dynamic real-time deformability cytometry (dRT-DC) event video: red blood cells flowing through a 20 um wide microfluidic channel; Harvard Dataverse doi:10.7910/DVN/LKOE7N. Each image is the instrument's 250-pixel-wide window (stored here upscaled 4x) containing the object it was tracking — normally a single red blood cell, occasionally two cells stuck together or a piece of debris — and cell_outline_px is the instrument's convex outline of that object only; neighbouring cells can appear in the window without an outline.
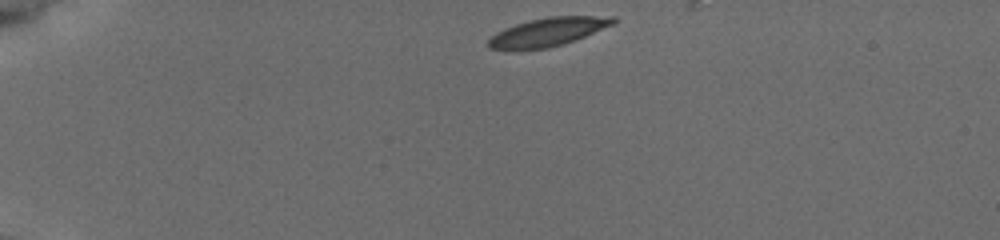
{"species": "common noctule bat (a hibernating species)", "species_latin": "Nyctalus noctula", "temperature_condition": "cold", "stored_images_in_passage": 48, "camera_frame_rate_fps": 3000, "um_per_image_px": 0.085, "animal": {"sex": "female", "body_mass_g": 19.5, "forearm_length_mm": 54.1}, "frame": {"image": 1, "passage_image": 1, "time_ms": 0.0, "image_size_px": [1000, 240], "cell_outline_px": [[616, 20], [612, 24], [584, 36], [560, 44], [544, 48], [488, 48], [488, 40], [496, 32], [504, 28], [516, 24], [548, 16], [616, 16]], "centroid_in_image_um": [46.58, 2.68], "position_along_channel_um": 38.4, "area_um2": 19.83}}
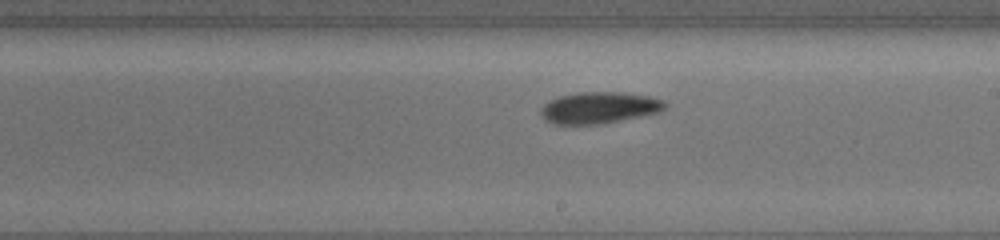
{"frame": {"image": 2, "passage_image": 28, "time_ms": 7.0, "image_size_px": [1000, 240], "cell_outline_px": [[668, 104], [660, 112], [600, 124], [552, 124], [544, 120], [540, 112], [540, 108], [548, 100], [560, 96], [580, 92], [624, 92], [648, 96], [664, 100]], "centroid_in_image_um": [50.91, 9.15], "position_along_channel_um": 238.1, "area_um2": 22.89}}
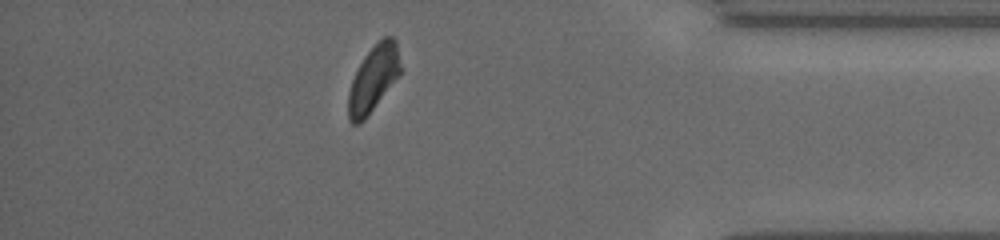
{"frame": {"image": 3, "passage_image": 47, "time_ms": 12.0, "image_size_px": [1000, 240], "cell_outline_px": [[400, 72], [364, 120], [360, 124], [352, 124], [348, 120], [348, 92], [352, 80], [364, 56], [384, 36], [392, 36], [396, 40], [400, 64]], "centroid_in_image_um": [31.7, 6.7], "position_along_channel_um": 403.5, "area_um2": 19.48}}